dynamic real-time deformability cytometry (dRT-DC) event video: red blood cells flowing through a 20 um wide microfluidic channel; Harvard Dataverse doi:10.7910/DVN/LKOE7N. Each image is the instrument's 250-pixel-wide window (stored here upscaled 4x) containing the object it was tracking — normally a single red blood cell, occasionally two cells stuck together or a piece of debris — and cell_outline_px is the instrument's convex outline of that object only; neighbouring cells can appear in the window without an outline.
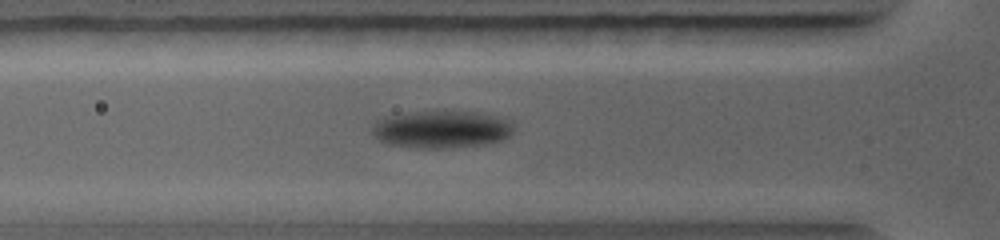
{"species": "common noctule bat (a hibernating species)", "species_latin": "Nyctalus noctula", "temperature_condition": "warm", "stored_images_in_passage": 31, "camera_frame_rate_fps": 5000, "um_per_image_px": 0.085, "animal": {"sex": "female", "body_mass_g": 19.0, "forearm_length_mm": 56.7}, "frame": {"image": 1, "passage_image": 8, "time_ms": 3.2, "image_size_px": [1000, 240], "cell_outline_px": [[512, 132], [504, 140], [484, 144], [440, 148], [416, 148], [388, 144], [380, 140], [372, 132], [372, 128], [376, 120], [388, 116], [416, 112], [488, 112], [512, 120]], "centroid_in_image_um": [37.58, 10.99], "position_along_channel_um": 88.2, "area_um2": 30.81}}
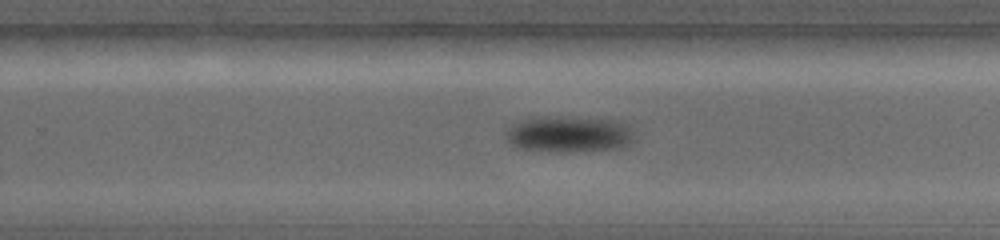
{"frame": {"image": 2, "passage_image": 17, "time_ms": 7.2, "image_size_px": [1000, 240], "cell_outline_px": [[632, 140], [628, 144], [612, 148], [560, 152], [556, 152], [520, 148], [512, 144], [508, 140], [508, 132], [516, 124], [524, 120], [544, 116], [548, 116], [616, 120], [628, 124]], "centroid_in_image_um": [48.37, 11.4], "position_along_channel_um": 281.4, "area_um2": 26.07}}
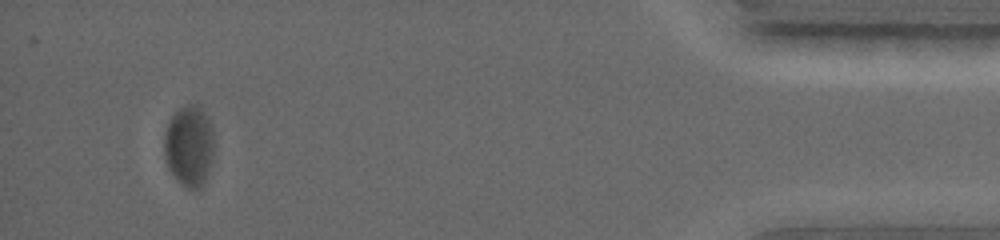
{"frame": {"image": 3, "passage_image": 27, "time_ms": 11.8, "image_size_px": [1000, 240], "cell_outline_px": [[212, 160], [204, 184], [200, 188], [188, 188], [176, 180], [168, 168], [164, 156], [164, 132], [172, 116], [180, 108], [196, 108], [208, 120], [212, 128]], "centroid_in_image_um": [16.04, 12.51], "position_along_channel_um": 419.2, "area_um2": 22.72}}